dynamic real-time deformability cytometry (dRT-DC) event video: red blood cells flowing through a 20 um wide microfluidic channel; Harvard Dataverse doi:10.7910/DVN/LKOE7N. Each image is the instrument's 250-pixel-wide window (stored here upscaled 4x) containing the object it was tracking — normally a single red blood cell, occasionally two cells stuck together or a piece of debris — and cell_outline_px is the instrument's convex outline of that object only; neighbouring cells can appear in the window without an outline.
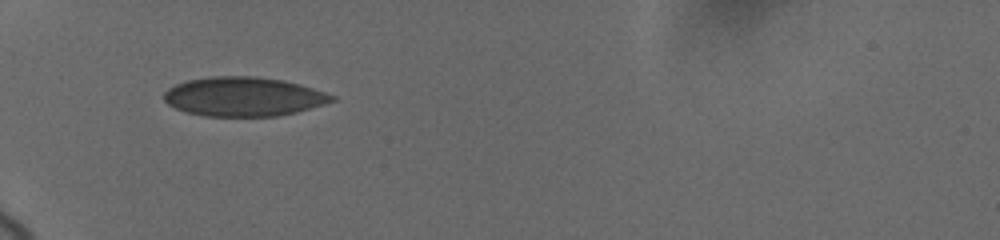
{"species": "human", "species_latin": "Homo sapiens", "temperature_condition": "cold", "stored_images_in_passage": 68, "camera_frame_rate_fps": 3000, "um_per_image_px": 0.085, "donor": {"sex": "female"}, "frame": {"image": 1, "passage_image": 1, "time_ms": 0.0, "image_size_px": [1000, 240], "cell_outline_px": [[336, 100], [324, 104], [296, 112], [276, 116], [204, 116], [184, 112], [168, 104], [164, 100], [164, 92], [168, 88], [176, 84], [188, 80], [212, 76], [252, 76], [284, 80], [300, 84], [336, 96]], "centroid_in_image_um": [20.69, 8.21], "position_along_channel_um": 64.3, "area_um2": 38.32}}
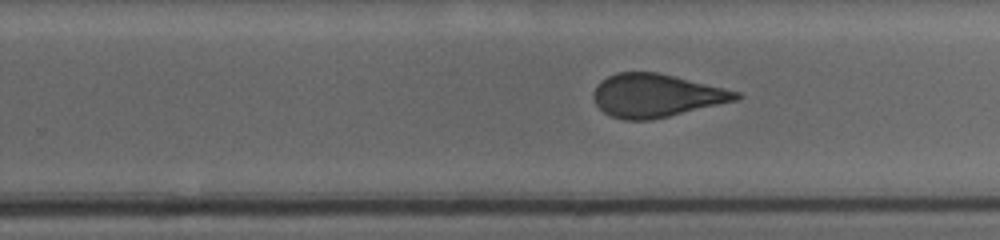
{"frame": {"image": 2, "passage_image": 37, "time_ms": 6.0, "image_size_px": [1000, 240], "cell_outline_px": [[744, 96], [736, 100], [668, 116], [648, 120], [624, 120], [612, 116], [604, 112], [596, 104], [592, 96], [592, 92], [596, 84], [600, 80], [616, 72], [656, 72], [724, 88], [740, 92]], "centroid_in_image_um": [55.72, 8.11], "position_along_channel_um": 274.1, "area_um2": 35.6}}
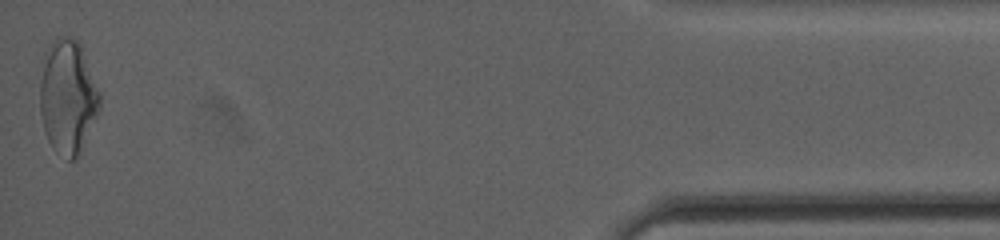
{"frame": {"image": 3, "passage_image": 68, "time_ms": 12.0, "image_size_px": [1000, 240], "cell_outline_px": [[100, 108], [80, 156], [72, 160], [68, 160], [56, 152], [52, 148], [44, 132], [40, 112], [40, 60], [44, 52], [56, 36], [72, 36], [80, 44], [100, 92]], "centroid_in_image_um": [5.74, 8.23], "position_along_channel_um": 429.5, "area_um2": 40.58}, "authors_computed_cell_mechanics": {"area_um2": 36.8186, "velocity_mm_per_s": 3.6879, "shape_relaxation_time_tau1_ms": null, "shape_relaxation_time_tau2_ms": 0.9716, "deformation_change_tau1": null, "deformation_change_tau2": 0.0779}}